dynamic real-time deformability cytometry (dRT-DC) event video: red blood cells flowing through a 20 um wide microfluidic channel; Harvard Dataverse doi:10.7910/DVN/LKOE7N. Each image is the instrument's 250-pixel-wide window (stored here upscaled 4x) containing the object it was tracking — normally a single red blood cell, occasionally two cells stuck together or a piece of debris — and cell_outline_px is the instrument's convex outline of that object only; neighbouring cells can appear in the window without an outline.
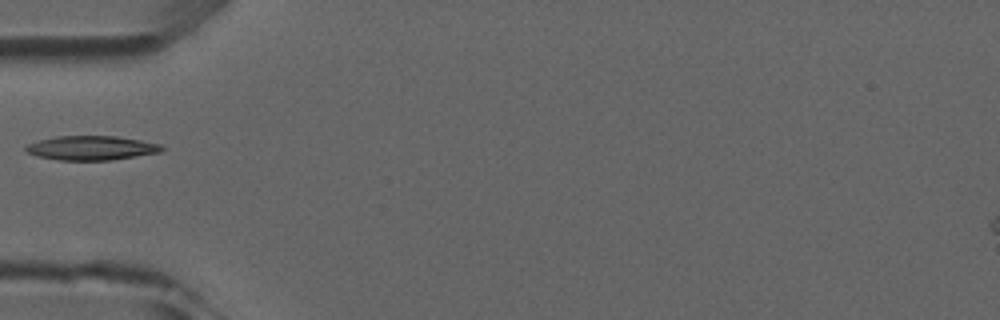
{"species": "common noctule bat (a hibernating species)", "species_latin": "Nyctalus noctula", "temperature_condition": "room temperature", "stored_images_in_passage": 4, "camera_frame_rate_fps": 3000, "um_per_image_px": 0.085, "animal": {"sex": "male", "forearm_length_mm": 52.5}, "frame": {"image": 1, "passage_image": 2, "time_ms": 1.333, "image_size_px": [1000, 320], "cell_outline_px": [[164, 148], [160, 152], [112, 160], [60, 160], [36, 156], [28, 152], [24, 148], [28, 144], [40, 140], [56, 136], [116, 136], [140, 140], [160, 144]], "centroid_in_image_um": [7.77, 12.57], "position_along_channel_um": 77.2, "area_um2": 19.07}}
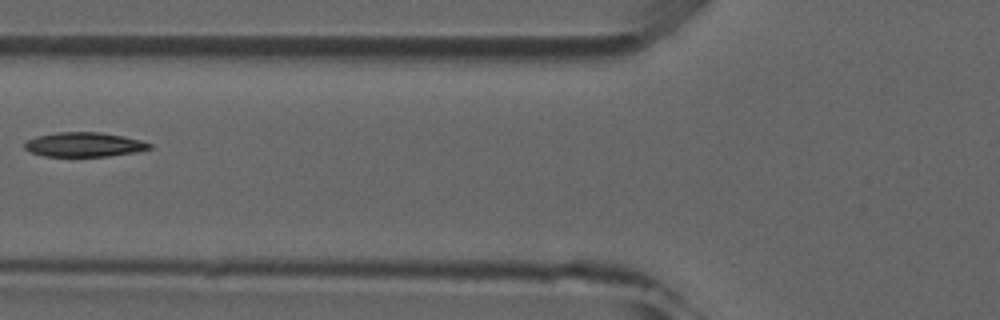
{"frame": {"image": 2, "passage_image": 3, "time_ms": 2.333, "image_size_px": [1000, 320], "cell_outline_px": [[152, 148], [132, 152], [108, 156], [44, 156], [32, 152], [24, 148], [24, 144], [28, 140], [36, 136], [56, 132], [100, 132], [124, 136], [140, 140], [152, 144]], "centroid_in_image_um": [7.14, 12.28], "position_along_channel_um": 118.7, "area_um2": 17.63}}
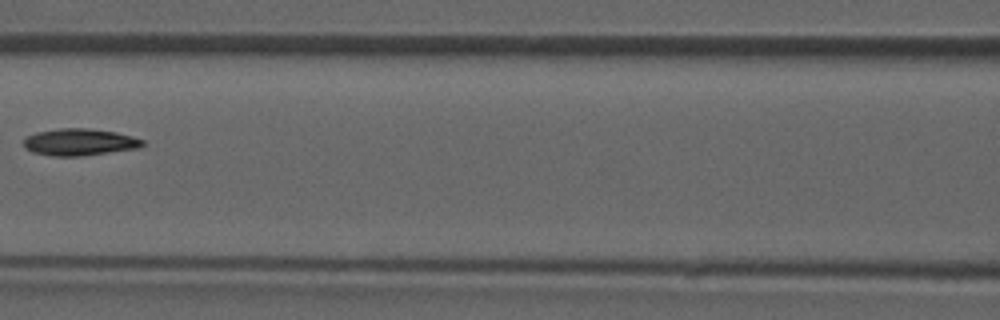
{"frame": {"image": 3, "passage_image": 4, "time_ms": 3.333, "image_size_px": [1000, 320], "cell_outline_px": [[144, 144], [140, 148], [80, 156], [52, 156], [32, 152], [24, 148], [24, 140], [28, 136], [36, 132], [60, 128], [88, 128], [116, 132], [132, 136], [144, 140]], "centroid_in_image_um": [6.76, 12.08], "position_along_channel_um": 159.8, "area_um2": 18.67}}